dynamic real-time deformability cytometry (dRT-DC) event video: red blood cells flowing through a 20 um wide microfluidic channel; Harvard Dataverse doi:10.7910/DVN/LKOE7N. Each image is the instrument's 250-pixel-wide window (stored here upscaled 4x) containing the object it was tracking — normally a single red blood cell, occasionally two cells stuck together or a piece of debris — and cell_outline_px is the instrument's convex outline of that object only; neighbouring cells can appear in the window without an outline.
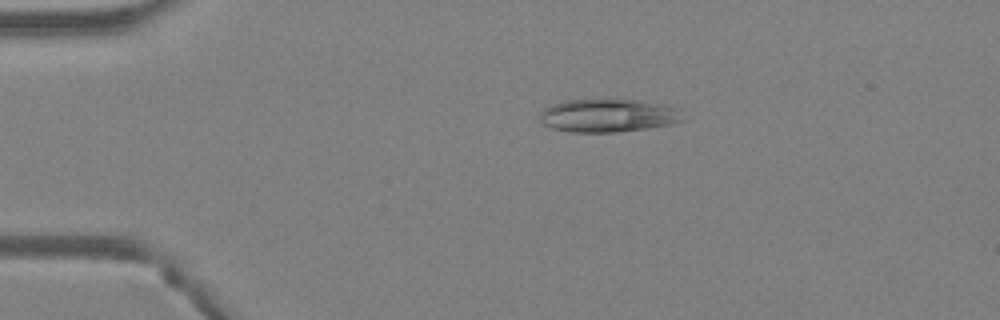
{"species": "Egyptian fruit bat (a non-hibernating species)", "species_latin": "Rousettus aegyptiacus", "temperature_condition": "warm", "stored_images_in_passage": 46, "camera_frame_rate_fps": 3000, "um_per_image_px": 0.085, "animal": {"sex": "female"}, "frame": {"image": 1, "passage_image": 10, "time_ms": 3.0, "image_size_px": [1000, 320], "cell_outline_px": [[684, 120], [672, 124], [616, 132], [572, 132], [552, 128], [544, 124], [540, 120], [540, 116], [544, 108], [552, 104], [568, 100], [636, 100], [676, 108]], "centroid_in_image_um": [51.64, 9.83], "position_along_channel_um": 33.4, "area_um2": 26.99}}
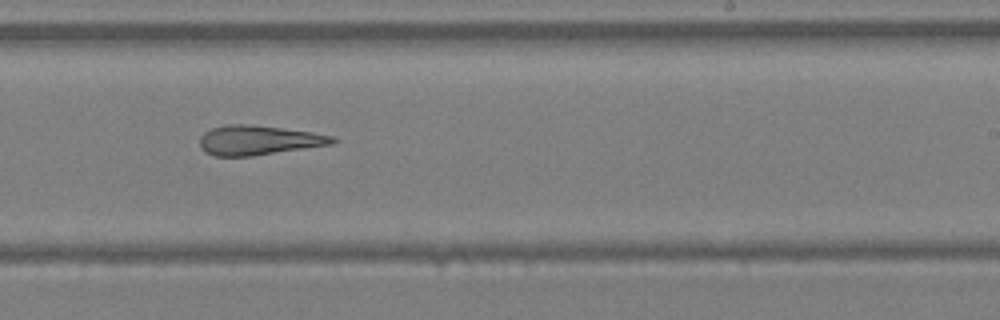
{"frame": {"image": 2, "passage_image": 29, "time_ms": 9.333, "image_size_px": [1000, 320], "cell_outline_px": [[340, 140], [332, 144], [252, 156], [212, 156], [204, 152], [200, 148], [200, 136], [204, 132], [212, 128], [228, 124], [248, 124], [312, 132], [336, 136]], "centroid_in_image_um": [21.97, 11.92], "position_along_channel_um": 267.0, "area_um2": 22.95}}
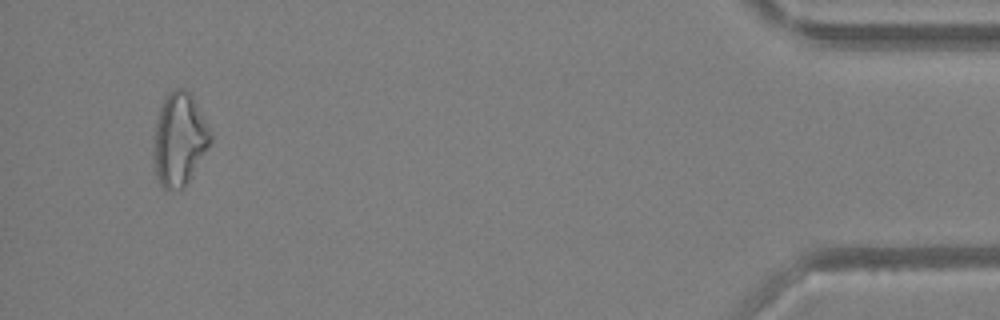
{"frame": {"image": 3, "passage_image": 44, "time_ms": 14.333, "image_size_px": [1000, 320], "cell_outline_px": [[212, 140], [192, 176], [180, 188], [160, 188], [156, 176], [152, 156], [152, 144], [156, 124], [160, 108], [168, 92], [176, 88], [184, 88], [192, 96], [212, 136]], "centroid_in_image_um": [15.2, 11.86], "position_along_channel_um": 420.0, "area_um2": 30.46}, "authors_computed_cell_mechanics": {"area_um2": 26.5302, "velocity_mm_per_s": 4.5254, "shape_relaxation_time_tau1_ms": null, "shape_relaxation_time_tau2_ms": 6.8346, "deformation_change_tau1": null, "deformation_change_tau2": 0.2221}}